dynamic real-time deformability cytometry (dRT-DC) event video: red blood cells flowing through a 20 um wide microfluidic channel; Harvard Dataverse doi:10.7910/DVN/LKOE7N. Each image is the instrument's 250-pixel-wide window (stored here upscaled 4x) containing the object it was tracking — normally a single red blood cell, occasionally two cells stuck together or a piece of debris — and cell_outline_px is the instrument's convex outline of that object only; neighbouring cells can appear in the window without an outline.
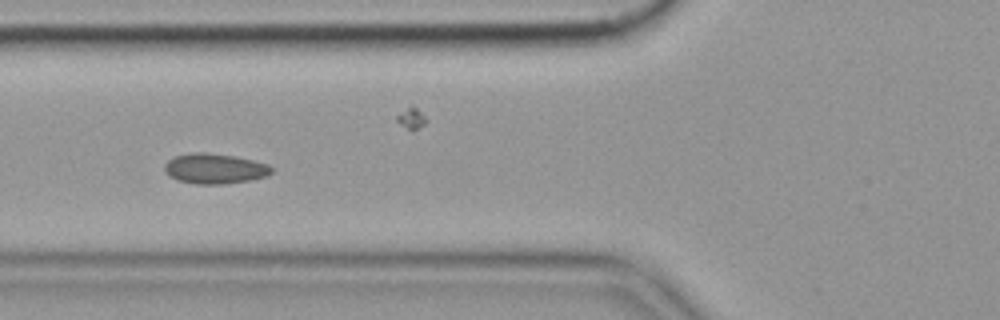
{"species": "common noctule bat (a hibernating species)", "species_latin": "Nyctalus noctula", "temperature_condition": "cold", "stored_images_in_passage": 49, "camera_frame_rate_fps": 3000, "um_per_image_px": 0.085, "animal": {"sex": "female", "body_mass_g": 19.9}, "frame": {"image": 1, "passage_image": 22, "time_ms": 7.0, "image_size_px": [1000, 320], "cell_outline_px": [[272, 172], [268, 176], [248, 180], [224, 184], [196, 184], [176, 180], [168, 176], [164, 172], [164, 164], [168, 160], [176, 156], [192, 152], [204, 152], [236, 156], [268, 164], [272, 168]], "centroid_in_image_um": [18.22, 14.33], "position_along_channel_um": 107.6, "area_um2": 18.96}, "authors_computed_cell_mechanics": {"area_um2": 18.3226, "velocity_mm_per_s": 3.5233, "shape_relaxation_time_tau1_ms": null, "shape_relaxation_time_tau2_ms": 1.9868, "deformation_change_tau1": null, "deformation_change_tau2": 0.0564}}